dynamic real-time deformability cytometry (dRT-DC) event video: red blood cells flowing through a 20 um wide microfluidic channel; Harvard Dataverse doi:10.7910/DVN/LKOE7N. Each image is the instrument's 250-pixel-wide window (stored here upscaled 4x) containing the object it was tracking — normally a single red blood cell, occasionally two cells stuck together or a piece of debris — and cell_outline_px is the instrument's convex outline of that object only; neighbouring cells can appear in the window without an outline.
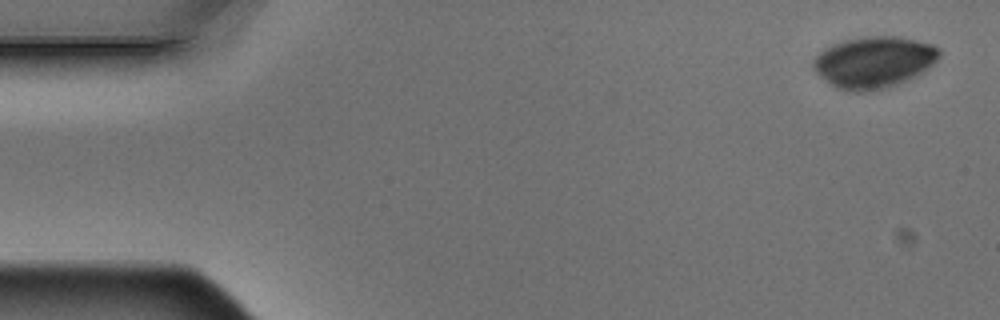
{"species": "Egyptian fruit bat (a non-hibernating species)", "species_latin": "Rousettus aegyptiacus", "temperature_condition": "warm", "stored_images_in_passage": 6, "camera_frame_rate_fps": 3000, "um_per_image_px": 0.085, "animal": {"sex": "male"}, "frame": {"image": 1, "passage_image": 1, "time_ms": 0.0, "image_size_px": [1000, 320], "cell_outline_px": [[940, 56], [932, 64], [920, 72], [888, 88], [872, 92], [848, 92], [836, 88], [820, 76], [812, 68], [812, 60], [824, 48], [832, 44], [844, 40], [864, 36], [896, 36], [916, 40], [932, 44], [940, 48]], "centroid_in_image_um": [74.23, 5.28], "position_along_channel_um": 10.8, "area_um2": 37.86}}